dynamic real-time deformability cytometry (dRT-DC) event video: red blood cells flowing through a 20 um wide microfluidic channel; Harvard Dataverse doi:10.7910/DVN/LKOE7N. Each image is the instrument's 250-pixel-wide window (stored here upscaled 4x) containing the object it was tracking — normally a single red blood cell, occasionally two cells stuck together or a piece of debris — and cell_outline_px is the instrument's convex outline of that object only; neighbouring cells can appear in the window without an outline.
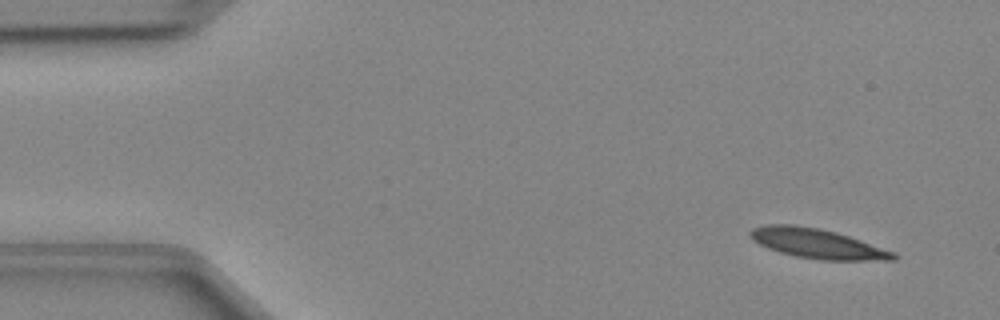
{"species": "Egyptian fruit bat (a non-hibernating species)", "species_latin": "Rousettus aegyptiacus", "temperature_condition": "cold", "stored_images_in_passage": 46, "camera_frame_rate_fps": 3000, "um_per_image_px": 0.085, "animal": {"sex": "female"}, "frame": {"image": 1, "passage_image": 2, "time_ms": 0.333, "image_size_px": [1000, 320], "cell_outline_px": [[900, 256], [896, 260], [820, 260], [796, 256], [780, 252], [768, 248], [752, 240], [748, 232], [752, 228], [764, 224], [796, 224], [820, 228], [836, 232], [896, 252]], "centroid_in_image_um": [69.47, 20.69], "position_along_channel_um": 15.5, "area_um2": 24.97}}
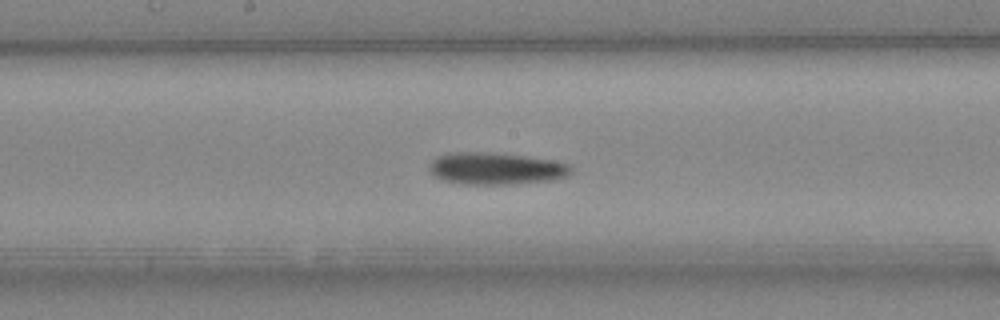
{"frame": {"image": 2, "passage_image": 23, "time_ms": 7.333, "image_size_px": [1000, 320], "cell_outline_px": [[572, 172], [568, 176], [552, 180], [512, 184], [468, 184], [444, 180], [436, 176], [428, 168], [428, 164], [436, 156], [452, 152], [488, 152], [524, 156], [552, 160], [568, 164], [572, 168]], "centroid_in_image_um": [42.15, 14.32], "position_along_channel_um": 206.0, "area_um2": 26.36}}
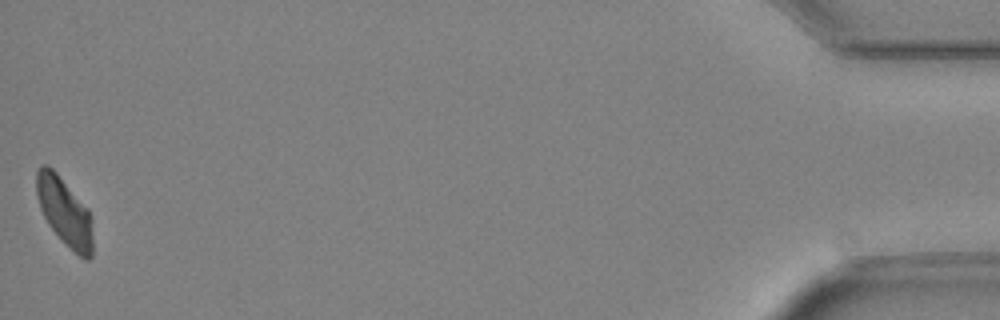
{"frame": {"image": 3, "passage_image": 46, "time_ms": 15.0, "image_size_px": [1000, 320], "cell_outline_px": [[92, 256], [88, 260], [84, 260], [64, 244], [48, 224], [40, 208], [36, 196], [36, 172], [40, 164], [48, 164], [56, 172], [88, 208], [92, 236]], "centroid_in_image_um": [5.46, 17.99], "position_along_channel_um": 429.7, "area_um2": 22.37}}